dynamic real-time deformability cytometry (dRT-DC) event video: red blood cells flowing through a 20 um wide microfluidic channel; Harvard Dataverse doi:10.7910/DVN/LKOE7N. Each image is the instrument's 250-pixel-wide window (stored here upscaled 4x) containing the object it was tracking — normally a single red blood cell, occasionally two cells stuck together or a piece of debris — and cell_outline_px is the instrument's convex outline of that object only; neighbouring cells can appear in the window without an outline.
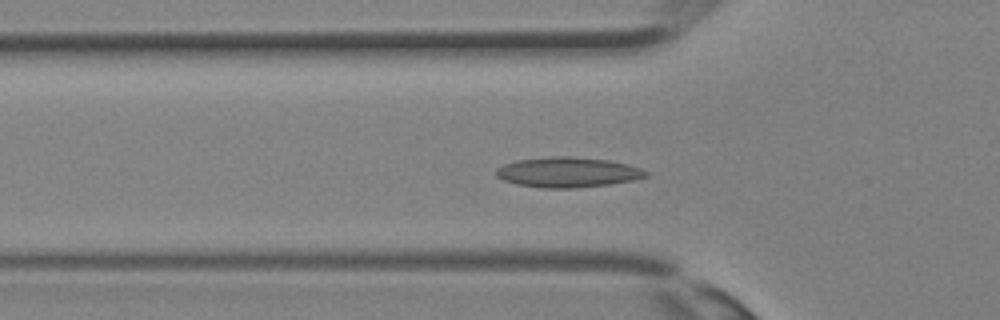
{"species": "Egyptian fruit bat (a non-hibernating species)", "species_latin": "Rousettus aegyptiacus", "temperature_condition": "room temperature", "stored_images_in_passage": 35, "camera_frame_rate_fps": 3000, "um_per_image_px": 0.085, "animal": {"sex": "female"}, "frame": {"image": 1, "passage_image": 11, "time_ms": 3.333, "image_size_px": [1000, 320], "cell_outline_px": [[648, 176], [632, 180], [608, 184], [572, 188], [544, 188], [516, 184], [504, 180], [496, 176], [496, 168], [504, 164], [516, 160], [548, 156], [572, 156], [608, 160], [628, 164], [640, 168], [648, 172]], "centroid_in_image_um": [48.23, 14.63], "position_along_channel_um": 77.6, "area_um2": 26.3}}
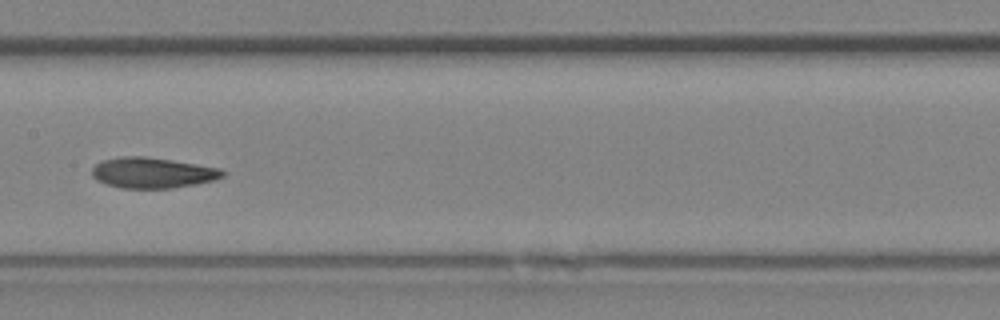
{"frame": {"image": 2, "passage_image": 17, "time_ms": 5.333, "image_size_px": [1000, 320], "cell_outline_px": [[228, 172], [224, 176], [216, 180], [196, 184], [172, 188], [120, 188], [96, 180], [92, 176], [92, 168], [96, 164], [104, 160], [120, 156], [148, 156], [220, 168]], "centroid_in_image_um": [13.0, 14.68], "position_along_channel_um": 194.4, "area_um2": 23.47}}
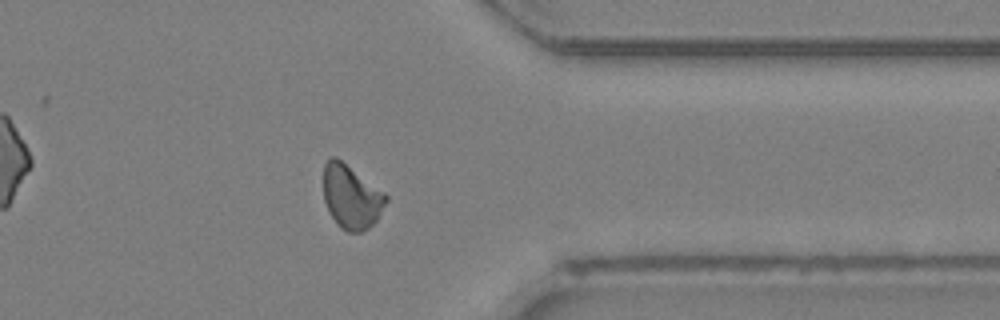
{"frame": {"image": 3, "passage_image": 27, "time_ms": 8.667, "image_size_px": [1000, 320], "cell_outline_px": [[388, 200], [376, 220], [368, 228], [360, 232], [348, 232], [340, 228], [328, 212], [324, 200], [324, 164], [332, 156], [336, 156], [384, 192], [388, 196]], "centroid_in_image_um": [29.85, 16.73], "position_along_channel_um": 381.6, "area_um2": 23.18}}